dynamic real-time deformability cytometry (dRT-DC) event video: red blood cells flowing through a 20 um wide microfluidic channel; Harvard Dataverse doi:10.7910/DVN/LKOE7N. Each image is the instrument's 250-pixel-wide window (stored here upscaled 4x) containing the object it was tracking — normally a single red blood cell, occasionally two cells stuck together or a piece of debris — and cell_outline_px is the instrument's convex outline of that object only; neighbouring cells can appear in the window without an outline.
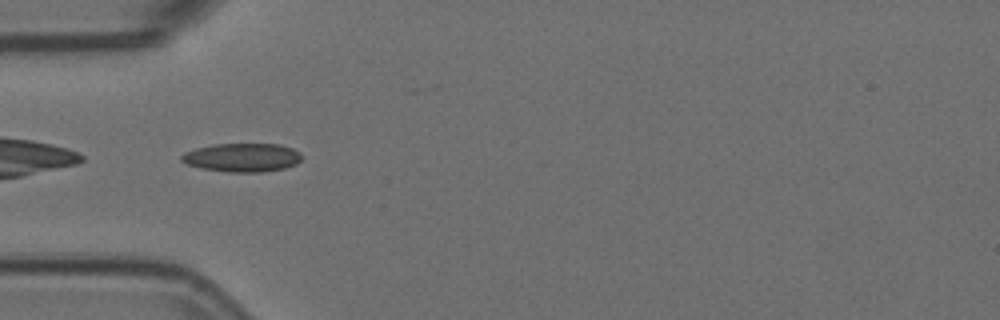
{"species": "Egyptian fruit bat (a non-hibernating species)", "species_latin": "Rousettus aegyptiacus", "temperature_condition": "room temperature", "stored_images_in_passage": 4, "camera_frame_rate_fps": 3000, "um_per_image_px": 0.085, "animal": {"sex": "female"}, "frame": {"image": 1, "passage_image": 2, "time_ms": 0.333, "image_size_px": [1000, 320], "cell_outline_px": [[300, 160], [296, 164], [284, 168], [260, 172], [228, 172], [200, 168], [188, 164], [180, 160], [180, 156], [184, 152], [196, 148], [216, 144], [280, 144], [292, 148], [300, 152]], "centroid_in_image_um": [20.57, 13.38], "position_along_channel_um": 64.4, "area_um2": 20.0}}
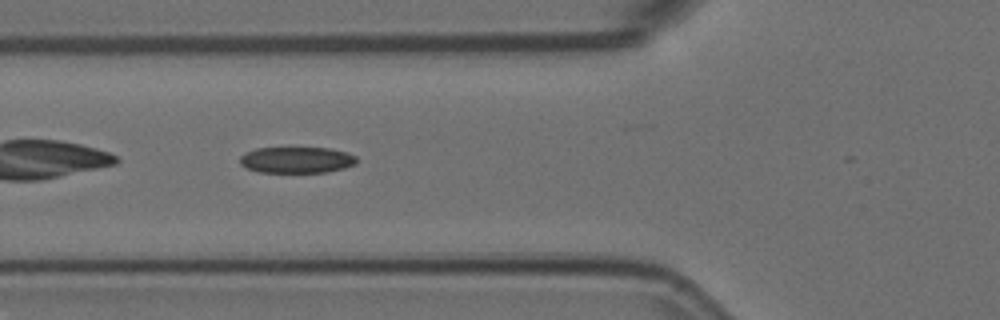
{"frame": {"image": 2, "passage_image": 3, "time_ms": 0.667, "image_size_px": [1000, 320], "cell_outline_px": [[356, 164], [344, 168], [324, 172], [260, 172], [248, 168], [240, 164], [240, 156], [244, 152], [256, 148], [328, 148], [344, 152], [356, 156]], "centroid_in_image_um": [25.18, 13.59], "position_along_channel_um": 100.6, "area_um2": 17.69}}